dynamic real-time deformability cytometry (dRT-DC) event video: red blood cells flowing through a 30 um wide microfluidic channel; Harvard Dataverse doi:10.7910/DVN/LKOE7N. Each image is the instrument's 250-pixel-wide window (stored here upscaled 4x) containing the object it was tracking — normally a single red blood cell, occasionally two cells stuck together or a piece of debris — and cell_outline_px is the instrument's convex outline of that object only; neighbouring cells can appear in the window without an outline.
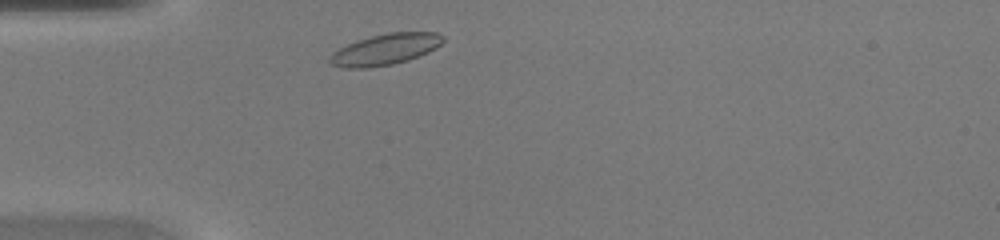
{"species": "common noctule bat (a hibernating species)", "species_latin": "Nyctalus noctula", "temperature_condition": "warm", "stored_images_in_passage": 27, "camera_frame_rate_fps": 3000, "um_per_image_px": 0.085, "animal": {"sex": "female", "body_mass_g": 20.0, "forearm_length_mm": 54.0}, "frame": {"image": 1, "passage_image": 2, "time_ms": 0.333, "image_size_px": [1000, 240], "cell_outline_px": [[444, 40], [436, 48], [428, 52], [408, 60], [392, 64], [368, 68], [344, 68], [328, 64], [328, 56], [332, 52], [356, 40], [388, 32], [436, 32], [444, 36]], "centroid_in_image_um": [32.71, 4.2], "position_along_channel_um": 52.3, "area_um2": 20.63}}
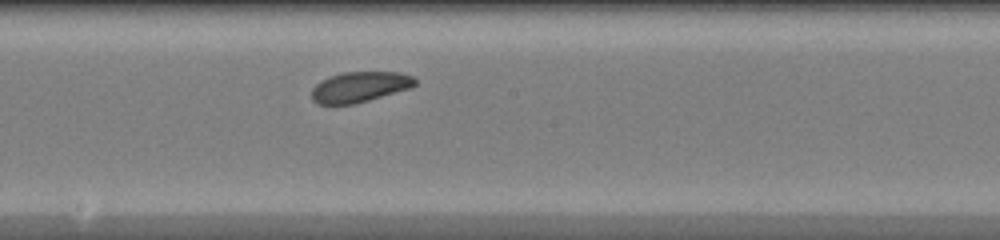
{"frame": {"image": 2, "passage_image": 14, "time_ms": 4.333, "image_size_px": [1000, 240], "cell_outline_px": [[416, 84], [408, 88], [356, 104], [316, 104], [312, 100], [312, 88], [320, 80], [328, 76], [344, 72], [400, 72], [412, 76], [416, 80]], "centroid_in_image_um": [30.53, 7.38], "position_along_channel_um": 217.7, "area_um2": 18.32}}
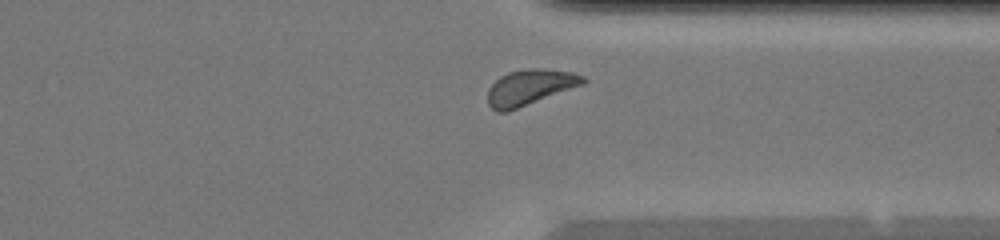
{"frame": {"image": 3, "passage_image": 24, "time_ms": 7.667, "image_size_px": [1000, 240], "cell_outline_px": [[588, 80], [584, 84], [508, 112], [496, 112], [488, 104], [488, 88], [500, 76], [508, 72], [528, 68], [544, 68], [572, 72], [584, 76]], "centroid_in_image_um": [45.04, 7.42], "position_along_channel_um": 366.4, "area_um2": 19.94}}